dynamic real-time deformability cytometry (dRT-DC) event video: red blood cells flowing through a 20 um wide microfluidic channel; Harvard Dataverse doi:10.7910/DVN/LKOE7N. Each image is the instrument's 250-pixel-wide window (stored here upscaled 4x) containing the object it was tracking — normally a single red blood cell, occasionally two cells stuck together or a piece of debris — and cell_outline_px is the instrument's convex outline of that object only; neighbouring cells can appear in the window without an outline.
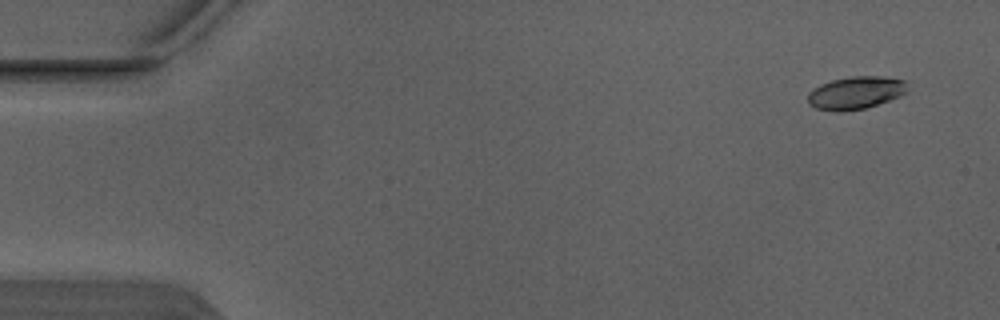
{"species": "Egyptian fruit bat (a non-hibernating species)", "species_latin": "Rousettus aegyptiacus", "temperature_condition": "warm", "stored_images_in_passage": 5, "camera_frame_rate_fps": 3000, "um_per_image_px": 0.085, "animal": {"sex": "male"}, "frame": {"image": 1, "passage_image": 2, "time_ms": 0.333, "image_size_px": [1000, 320], "cell_outline_px": [[908, 92], [900, 96], [864, 108], [840, 112], [836, 112], [816, 108], [808, 104], [808, 92], [820, 84], [832, 80], [852, 76], [880, 76], [904, 80]], "centroid_in_image_um": [72.7, 7.89], "position_along_channel_um": 12.3, "area_um2": 18.9}}
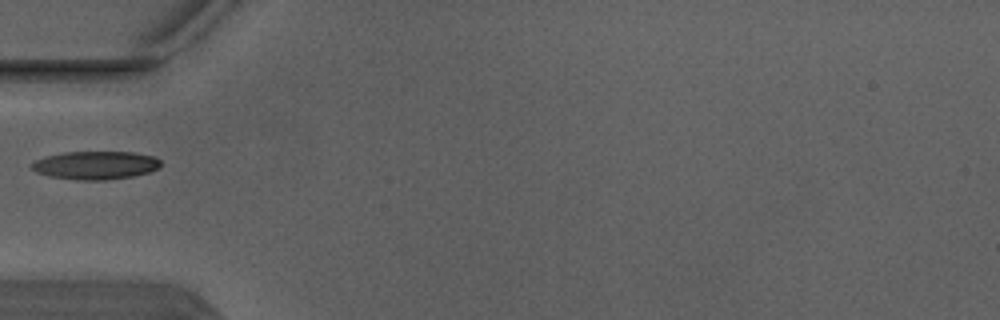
{"frame": {"image": 2, "passage_image": 5, "time_ms": 1.333, "image_size_px": [1000, 320], "cell_outline_px": [[160, 164], [156, 168], [148, 172], [132, 176], [104, 180], [76, 180], [48, 176], [36, 172], [32, 168], [32, 164], [36, 160], [44, 156], [64, 152], [132, 152], [156, 156], [160, 160]], "centroid_in_image_um": [8.1, 14.04], "position_along_channel_um": 76.9, "area_um2": 21.15}}